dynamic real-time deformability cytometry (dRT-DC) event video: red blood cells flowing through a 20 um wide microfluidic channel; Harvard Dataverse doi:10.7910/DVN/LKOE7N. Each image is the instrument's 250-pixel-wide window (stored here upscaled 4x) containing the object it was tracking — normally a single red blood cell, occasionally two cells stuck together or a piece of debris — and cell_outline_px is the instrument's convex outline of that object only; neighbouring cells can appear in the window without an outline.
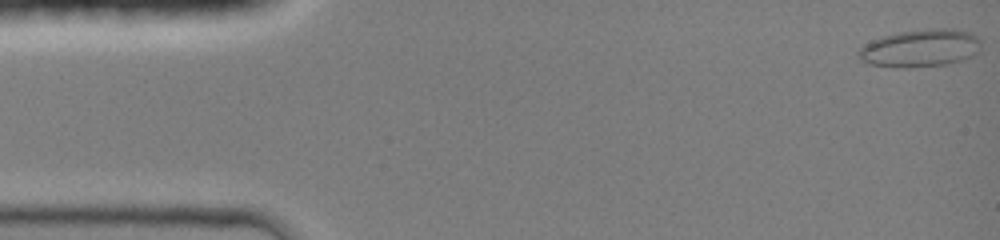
{"species": "common noctule bat (a hibernating species)", "species_latin": "Nyctalus noctula", "temperature_condition": "room temperature", "stored_images_in_passage": 21, "camera_frame_rate_fps": 3000, "um_per_image_px": 0.085, "animal": {"sex": "female", "body_mass_g": 19.0, "forearm_length_mm": 51.5}, "frame": {"image": 1, "passage_image": 1, "time_ms": 0.0, "image_size_px": [1000, 240], "cell_outline_px": [[980, 52], [972, 56], [948, 64], [912, 68], [900, 68], [868, 64], [860, 60], [856, 56], [856, 52], [864, 44], [880, 36], [900, 32], [932, 28], [952, 28], [972, 32], [980, 40]], "centroid_in_image_um": [78.21, 4.1], "position_along_channel_um": 6.8, "area_um2": 27.4}}
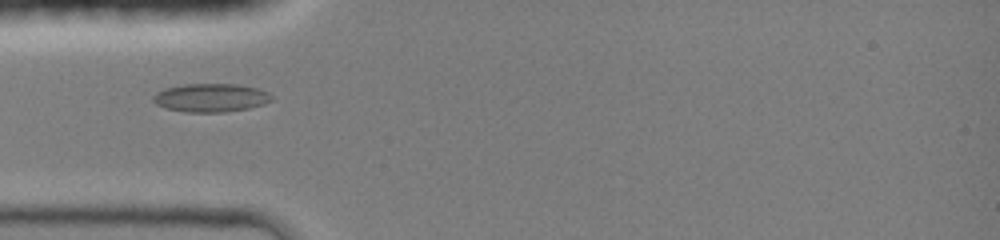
{"frame": {"image": 2, "passage_image": 20, "time_ms": 4.333, "image_size_px": [1000, 240], "cell_outline_px": [[272, 100], [264, 104], [248, 108], [224, 112], [184, 112], [164, 108], [156, 104], [152, 100], [152, 96], [156, 92], [164, 88], [184, 84], [236, 84], [256, 88], [268, 92], [272, 96]], "centroid_in_image_um": [17.88, 8.31], "position_along_channel_um": 67.1, "area_um2": 19.71}}